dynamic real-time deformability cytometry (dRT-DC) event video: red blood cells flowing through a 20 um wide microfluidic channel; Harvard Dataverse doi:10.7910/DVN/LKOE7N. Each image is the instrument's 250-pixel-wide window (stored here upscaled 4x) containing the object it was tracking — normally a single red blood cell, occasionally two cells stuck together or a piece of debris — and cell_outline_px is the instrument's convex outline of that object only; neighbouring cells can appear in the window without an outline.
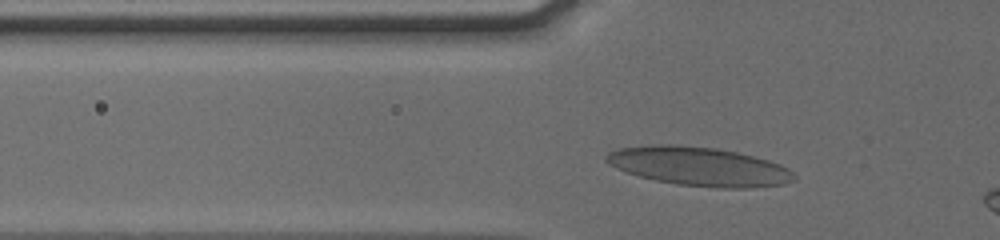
{"species": "human", "species_latin": "Homo sapiens", "temperature_condition": "cold", "stored_images_in_passage": 8, "camera_frame_rate_fps": 3000, "um_per_image_px": 0.085, "donor": {"sex": "male"}, "frame": {"image": 1, "passage_image": 5, "time_ms": 2.0, "image_size_px": [1000, 240], "cell_outline_px": [[796, 180], [784, 184], [752, 188], [720, 188], [676, 184], [656, 180], [640, 176], [616, 168], [608, 164], [604, 160], [604, 156], [608, 152], [620, 148], [652, 144], [676, 144], [716, 148], [756, 156], [780, 164], [788, 168], [796, 176]], "centroid_in_image_um": [59.43, 14.14], "position_along_channel_um": 66.4, "area_um2": 42.77}}
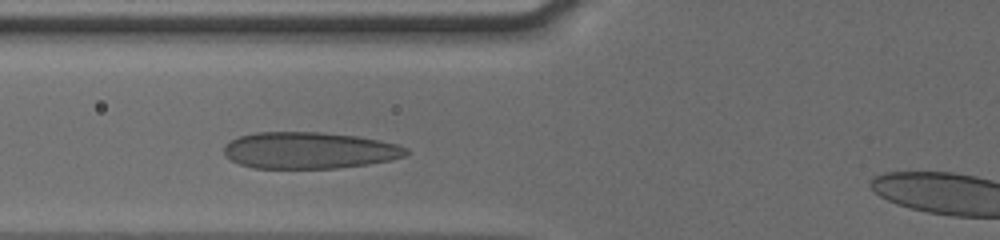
{"frame": {"image": 2, "passage_image": 7, "time_ms": 3.0, "image_size_px": [1000, 240], "cell_outline_px": [[408, 152], [404, 156], [392, 160], [368, 164], [336, 168], [252, 168], [240, 164], [224, 156], [224, 144], [240, 136], [256, 132], [324, 132], [356, 136], [396, 144], [408, 148]], "centroid_in_image_um": [26.26, 12.78], "position_along_channel_um": 99.5, "area_um2": 38.84}}
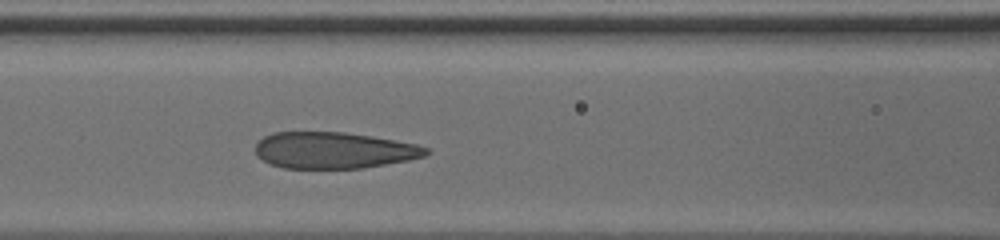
{"frame": {"image": 3, "passage_image": 8, "time_ms": 4.0, "image_size_px": [1000, 240], "cell_outline_px": [[432, 152], [424, 156], [408, 160], [364, 168], [284, 168], [268, 164], [256, 156], [256, 144], [264, 136], [276, 132], [344, 132], [416, 144], [428, 148]], "centroid_in_image_um": [28.35, 12.78], "position_along_channel_um": 138.2, "area_um2": 36.13}}